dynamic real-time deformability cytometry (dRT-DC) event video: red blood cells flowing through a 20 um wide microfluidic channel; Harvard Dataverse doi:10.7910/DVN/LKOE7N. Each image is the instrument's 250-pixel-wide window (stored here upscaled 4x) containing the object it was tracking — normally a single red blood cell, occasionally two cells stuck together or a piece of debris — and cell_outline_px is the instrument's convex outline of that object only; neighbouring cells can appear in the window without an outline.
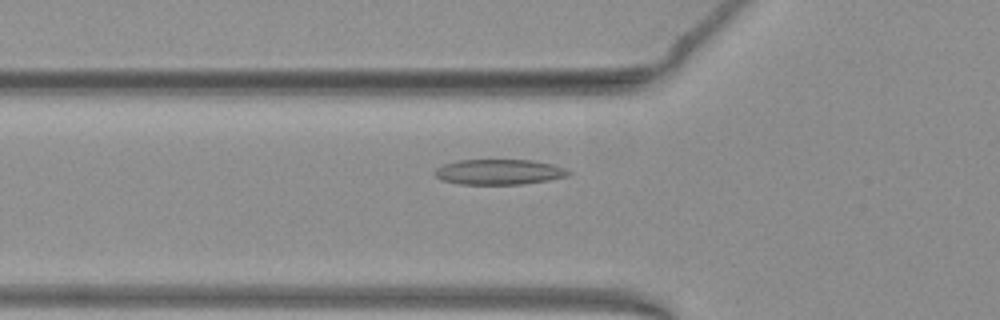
{"species": "common noctule bat (a hibernating species)", "species_latin": "Nyctalus noctula", "temperature_condition": "warm", "stored_images_in_passage": 52, "camera_frame_rate_fps": 3000, "um_per_image_px": 0.085, "animal": {"sex": "female", "body_mass_g": 19.3, "forearm_length_mm": 54.1}, "frame": {"image": 1, "passage_image": 18, "time_ms": 5.667, "image_size_px": [1000, 320], "cell_outline_px": [[572, 172], [568, 176], [548, 180], [524, 184], [460, 184], [440, 180], [436, 176], [436, 168], [444, 164], [460, 160], [532, 160], [552, 164], [564, 168]], "centroid_in_image_um": [42.43, 14.62], "position_along_channel_um": 83.4, "area_um2": 19.65}}
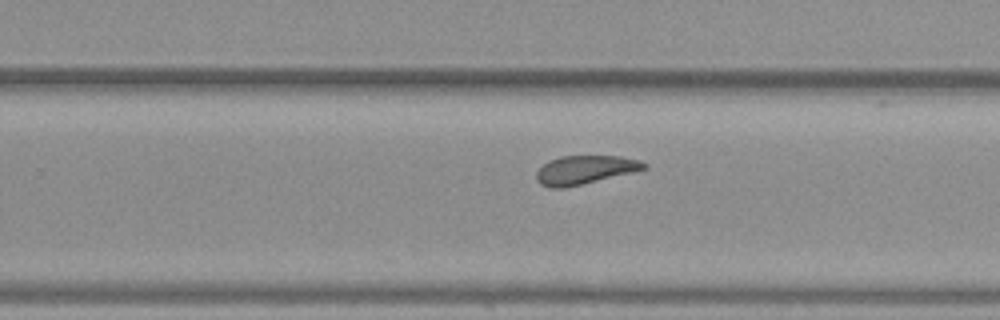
{"frame": {"image": 2, "passage_image": 33, "time_ms": 10.667, "image_size_px": [1000, 320], "cell_outline_px": [[648, 168], [632, 172], [564, 188], [548, 188], [540, 184], [536, 180], [536, 172], [544, 164], [560, 156], [620, 156], [640, 160], [648, 164]], "centroid_in_image_um": [49.71, 14.44], "position_along_channel_um": 280.1, "area_um2": 17.8}}
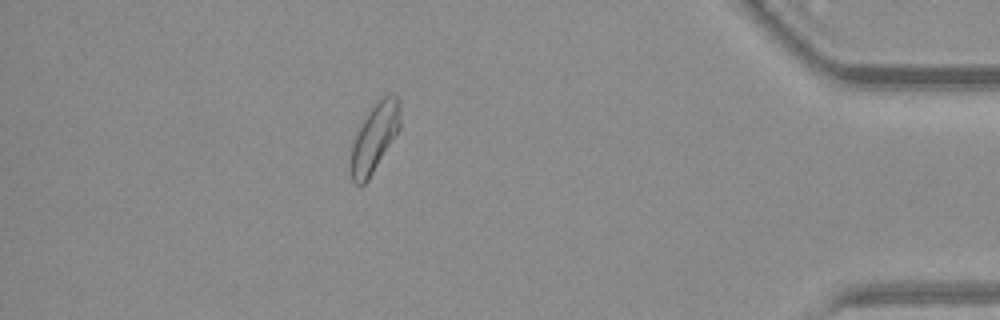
{"frame": {"image": 3, "passage_image": 46, "time_ms": 15.0, "image_size_px": [1000, 320], "cell_outline_px": [[400, 128], [368, 180], [364, 184], [356, 184], [352, 180], [352, 144], [356, 132], [372, 104], [388, 92], [396, 92], [400, 100]], "centroid_in_image_um": [31.88, 11.58], "position_along_channel_um": 403.3, "area_um2": 19.71}, "authors_computed_cell_mechanics": {"area_um2": 19.5364, "velocity_mm_per_s": 3.9221, "shape_relaxation_time_tau1_ms": 7.924, "shape_relaxation_time_tau2_ms": 2.8104, "deformation_change_tau1": 0.1816, "deformation_change_tau2": 0.1085}}